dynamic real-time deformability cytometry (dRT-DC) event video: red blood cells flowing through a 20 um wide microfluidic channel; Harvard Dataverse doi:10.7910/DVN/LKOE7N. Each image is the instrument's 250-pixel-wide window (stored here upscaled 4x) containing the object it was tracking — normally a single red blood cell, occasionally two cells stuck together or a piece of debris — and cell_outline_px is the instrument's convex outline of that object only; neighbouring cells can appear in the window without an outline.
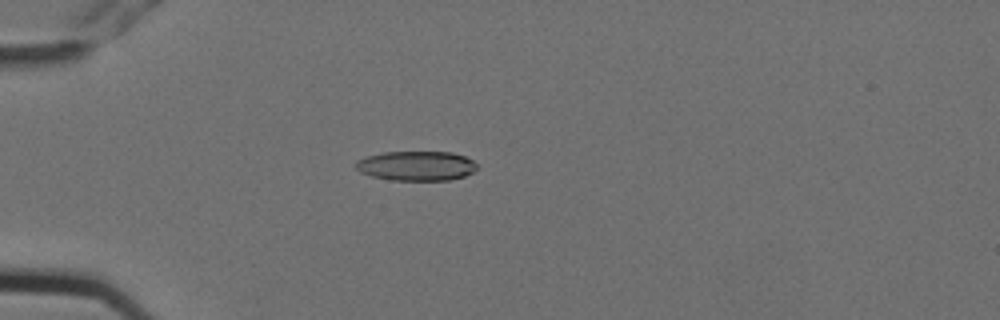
{"species": "Egyptian fruit bat (a non-hibernating species)", "species_latin": "Rousettus aegyptiacus", "temperature_condition": "cold", "stored_images_in_passage": 2, "camera_frame_rate_fps": 3000, "um_per_image_px": 0.085, "animal": {"sex": "female"}, "frame": {"image": 1, "passage_image": 2, "time_ms": 0.333, "image_size_px": [1000, 320], "cell_outline_px": [[480, 164], [472, 172], [464, 176], [448, 180], [392, 180], [372, 176], [360, 172], [356, 168], [356, 160], [368, 156], [384, 152], [452, 152], [464, 156]], "centroid_in_image_um": [35.41, 14.09], "position_along_channel_um": 49.6, "area_um2": 20.87}}